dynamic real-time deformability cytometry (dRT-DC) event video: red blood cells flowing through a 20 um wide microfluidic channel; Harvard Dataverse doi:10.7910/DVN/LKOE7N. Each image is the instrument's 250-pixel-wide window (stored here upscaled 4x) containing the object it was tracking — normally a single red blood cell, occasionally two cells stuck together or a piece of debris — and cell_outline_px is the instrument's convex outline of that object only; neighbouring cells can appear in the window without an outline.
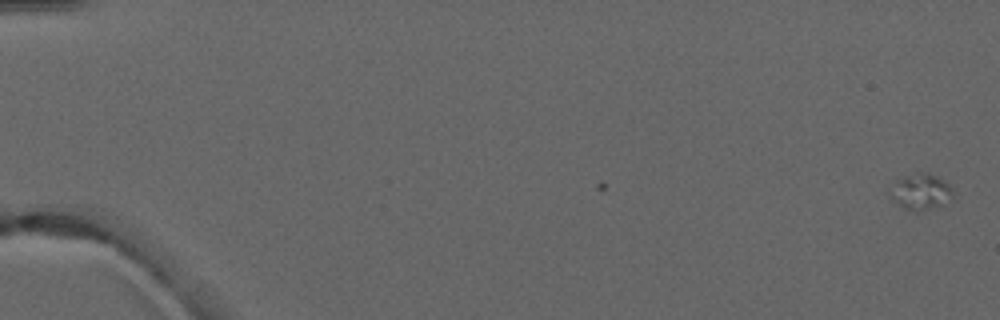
{"species": "common noctule bat (a hibernating species)", "species_latin": "Nyctalus noctula", "temperature_condition": "warm", "stored_images_in_passage": 5, "camera_frame_rate_fps": 3000, "um_per_image_px": 0.085, "animal": {"sex": "male", "forearm_length_mm": 52.5}, "frame": {"image": 1, "passage_image": 1, "time_ms": 0.0, "image_size_px": [1000, 320], "cell_outline_px": [[952, 196], [940, 204], [916, 212], [904, 208], [892, 200], [892, 196], [896, 180], [904, 176], [920, 172], [928, 172], [936, 176], [948, 184], [952, 188]], "centroid_in_image_um": [78.26, 16.27], "position_along_channel_um": 6.7, "area_um2": 12.48}}